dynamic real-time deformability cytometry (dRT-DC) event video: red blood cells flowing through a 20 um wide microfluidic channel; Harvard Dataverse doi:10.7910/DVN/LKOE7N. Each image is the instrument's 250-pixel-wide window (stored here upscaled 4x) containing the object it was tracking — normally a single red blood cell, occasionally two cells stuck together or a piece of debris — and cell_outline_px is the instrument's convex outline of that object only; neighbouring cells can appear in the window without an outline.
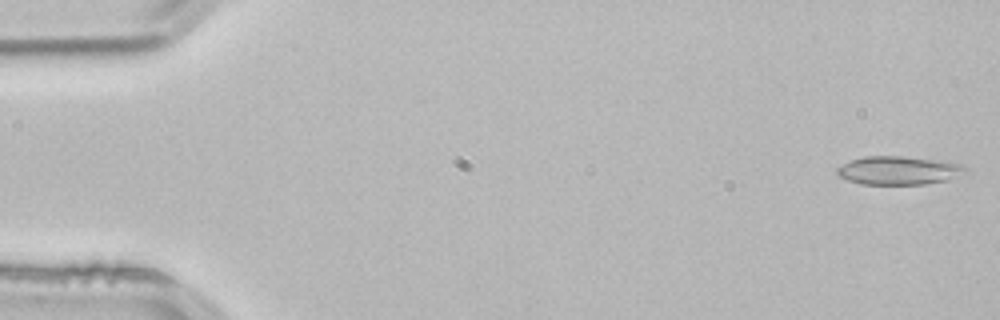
{"species": "common noctule bat (a hibernating species)", "species_latin": "Nyctalus noctula", "temperature_condition": "room temperature", "stored_images_in_passage": 52, "camera_frame_rate_fps": 3000, "um_per_image_px": 0.085, "animal": {"sex": "male", "body_mass_g": 21.5, "forearm_length_mm": 52.0}, "frame": {"image": 1, "passage_image": 1, "time_ms": 0.0, "image_size_px": [1000, 320], "cell_outline_px": [[968, 172], [948, 180], [924, 184], [860, 184], [836, 176], [836, 168], [852, 160], [864, 156], [904, 156], [944, 160], [964, 164], [968, 168]], "centroid_in_image_um": [76.44, 14.48], "position_along_channel_um": 8.6, "area_um2": 21.68}}
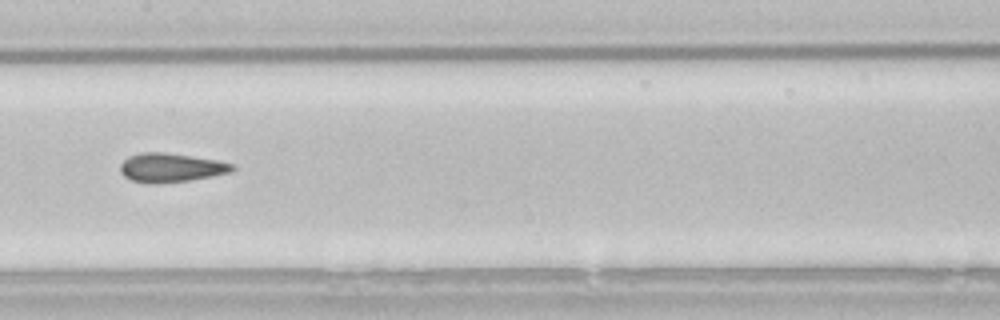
{"frame": {"image": 2, "passage_image": 26, "time_ms": 8.333, "image_size_px": [1000, 320], "cell_outline_px": [[236, 168], [232, 172], [212, 176], [188, 180], [156, 184], [148, 184], [132, 180], [124, 176], [120, 172], [120, 164], [128, 156], [140, 152], [164, 152], [216, 160], [232, 164]], "centroid_in_image_um": [14.49, 14.25], "position_along_channel_um": 192.9, "area_um2": 18.9}}
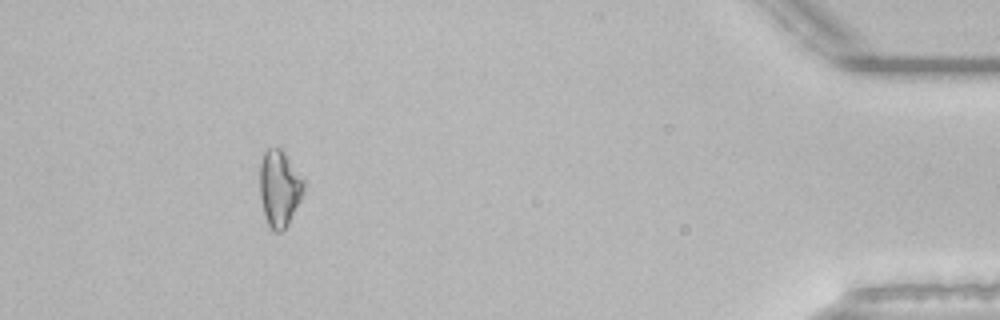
{"frame": {"image": 3, "passage_image": 48, "time_ms": 15.667, "image_size_px": [1000, 320], "cell_outline_px": [[304, 188], [300, 200], [288, 224], [280, 232], [272, 232], [268, 224], [264, 212], [260, 196], [260, 164], [264, 152], [268, 148], [280, 148], [284, 152], [304, 180]], "centroid_in_image_um": [23.74, 16.01], "position_along_channel_um": 411.5, "area_um2": 19.31}, "authors_computed_cell_mechanics": {"area_um2": 18.785, "velocity_mm_per_s": 3.8366, "shape_relaxation_time_tau1_ms": null, "shape_relaxation_time_tau2_ms": 2.5373, "deformation_change_tau1": null, "deformation_change_tau2": 0.0803}}